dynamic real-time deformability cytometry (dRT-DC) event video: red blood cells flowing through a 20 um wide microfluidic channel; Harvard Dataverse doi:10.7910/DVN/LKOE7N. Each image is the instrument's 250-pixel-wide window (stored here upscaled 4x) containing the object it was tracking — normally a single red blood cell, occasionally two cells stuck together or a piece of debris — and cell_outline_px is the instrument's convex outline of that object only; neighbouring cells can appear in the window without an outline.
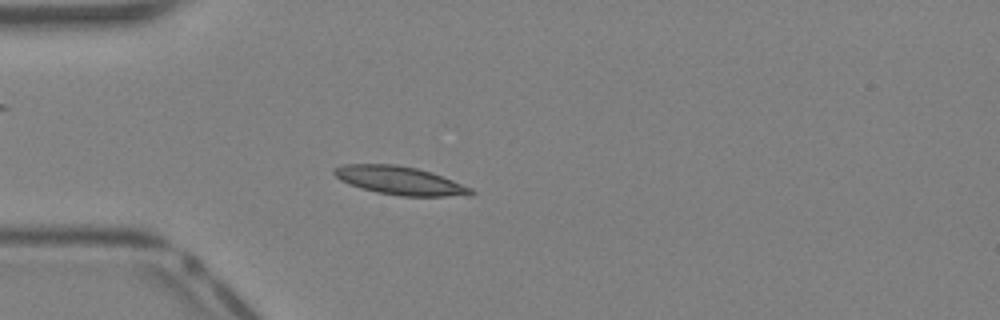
{"species": "Egyptian fruit bat (a non-hibernating species)", "species_latin": "Rousettus aegyptiacus", "temperature_condition": "warm", "stored_images_in_passage": 31, "camera_frame_rate_fps": 3000, "um_per_image_px": 0.085, "animal": {"sex": "female"}, "frame": {"image": 1, "passage_image": 2, "time_ms": 0.333, "image_size_px": [1000, 320], "cell_outline_px": [[476, 192], [472, 196], [400, 196], [376, 192], [360, 188], [348, 184], [340, 180], [332, 172], [332, 168], [344, 164], [396, 164], [416, 168], [432, 172], [472, 188]], "centroid_in_image_um": [33.99, 15.35], "position_along_channel_um": 51.0, "area_um2": 22.83}}
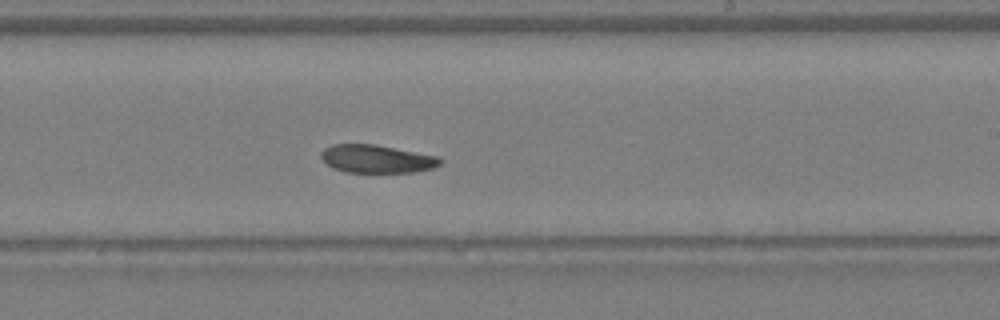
{"frame": {"image": 2, "passage_image": 15, "time_ms": 4.667, "image_size_px": [1000, 320], "cell_outline_px": [[444, 160], [440, 164], [432, 168], [412, 172], [348, 172], [332, 168], [320, 156], [320, 152], [324, 148], [332, 144], [372, 144], [440, 156]], "centroid_in_image_um": [32.03, 13.5], "position_along_channel_um": 257.0, "area_um2": 19.42}}
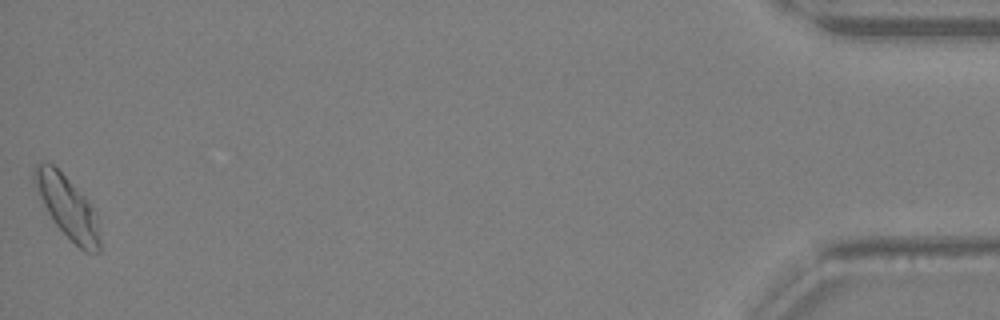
{"frame": {"image": 3, "passage_image": 31, "time_ms": 10.0, "image_size_px": [1000, 320], "cell_outline_px": [[100, 252], [84, 252], [56, 224], [48, 212], [32, 180], [32, 176], [36, 164], [40, 160], [52, 164], [84, 196], [92, 208], [96, 220], [100, 240]], "centroid_in_image_um": [5.71, 17.58], "position_along_channel_um": 429.5, "area_um2": 22.77}}